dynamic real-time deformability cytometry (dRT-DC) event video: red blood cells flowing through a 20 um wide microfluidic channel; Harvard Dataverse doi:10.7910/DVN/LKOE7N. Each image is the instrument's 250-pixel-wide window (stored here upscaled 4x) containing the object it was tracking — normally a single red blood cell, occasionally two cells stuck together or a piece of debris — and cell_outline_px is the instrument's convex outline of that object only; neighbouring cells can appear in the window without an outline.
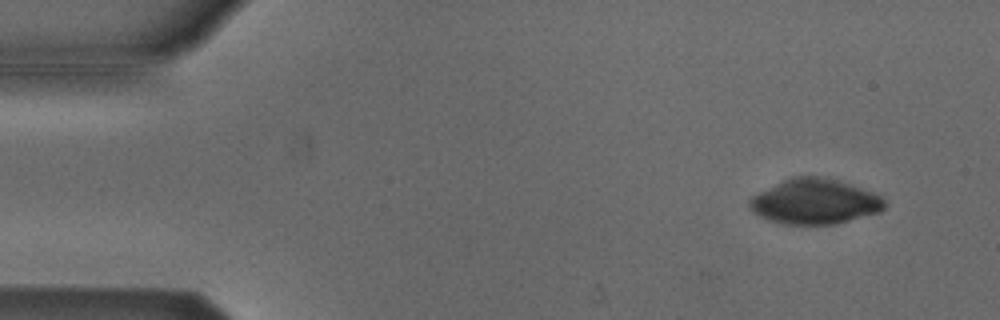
{"species": "Egyptian fruit bat (a non-hibernating species)", "species_latin": "Rousettus aegyptiacus", "temperature_condition": "cold", "stored_images_in_passage": 24, "camera_frame_rate_fps": 3000, "um_per_image_px": 0.085, "animal": {"sex": "male"}, "frame": {"image": 1, "passage_image": 2, "time_ms": 0.333, "image_size_px": [1000, 320], "cell_outline_px": [[884, 208], [880, 212], [836, 224], [784, 224], [768, 220], [752, 212], [748, 208], [748, 200], [756, 192], [792, 176], [820, 176], [840, 180], [872, 192], [880, 196], [884, 200]], "centroid_in_image_um": [69.2, 17.12], "position_along_channel_um": 15.8, "area_um2": 35.78}}